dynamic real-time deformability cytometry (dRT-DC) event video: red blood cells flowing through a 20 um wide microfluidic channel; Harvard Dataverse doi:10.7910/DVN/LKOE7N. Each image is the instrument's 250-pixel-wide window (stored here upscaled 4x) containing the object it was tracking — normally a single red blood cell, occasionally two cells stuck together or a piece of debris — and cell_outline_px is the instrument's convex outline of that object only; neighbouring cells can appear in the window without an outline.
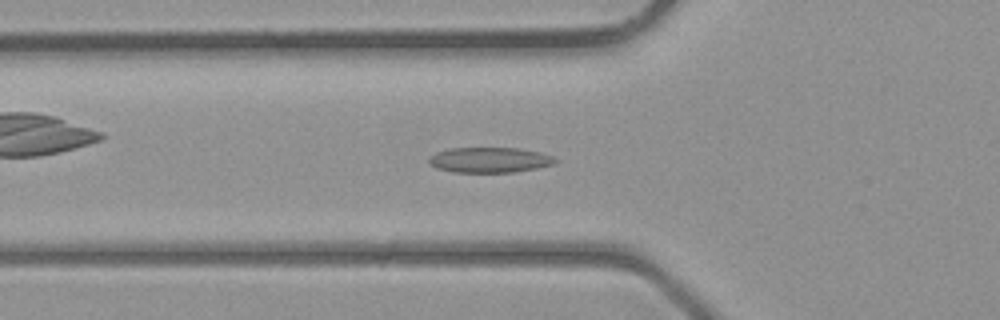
{"species": "common noctule bat (a hibernating species)", "species_latin": "Nyctalus noctula", "temperature_condition": "room temperature", "stored_images_in_passage": 43, "camera_frame_rate_fps": 3000, "um_per_image_px": 0.085, "animal": {"sex": "male", "body_mass_g": 23.1, "forearm_length_mm": 52.7}, "frame": {"image": 1, "passage_image": 15, "time_ms": 4.667, "image_size_px": [1000, 320], "cell_outline_px": [[560, 160], [556, 164], [536, 168], [512, 172], [452, 172], [436, 168], [428, 164], [428, 160], [436, 152], [448, 148], [520, 148], [540, 152], [552, 156]], "centroid_in_image_um": [41.63, 13.59], "position_along_channel_um": 84.2, "area_um2": 18.79}}
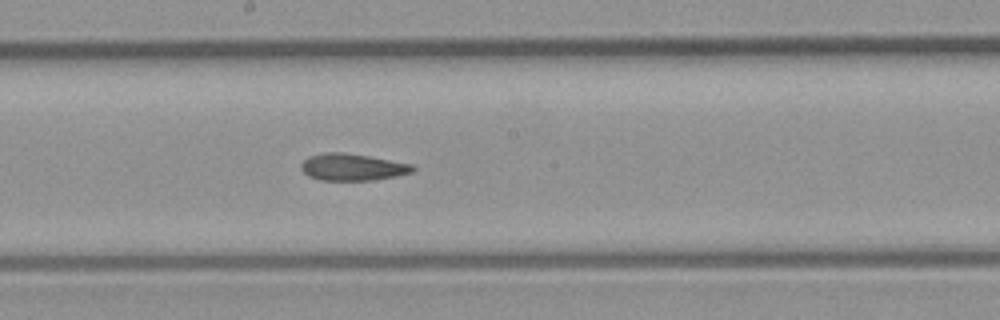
{"frame": {"image": 2, "passage_image": 23, "time_ms": 7.333, "image_size_px": [1000, 320], "cell_outline_px": [[416, 172], [376, 180], [320, 180], [308, 176], [300, 168], [300, 164], [308, 156], [324, 152], [344, 152], [368, 156], [412, 164], [416, 168]], "centroid_in_image_um": [29.96, 14.2], "position_along_channel_um": 218.2, "area_um2": 17.69}}
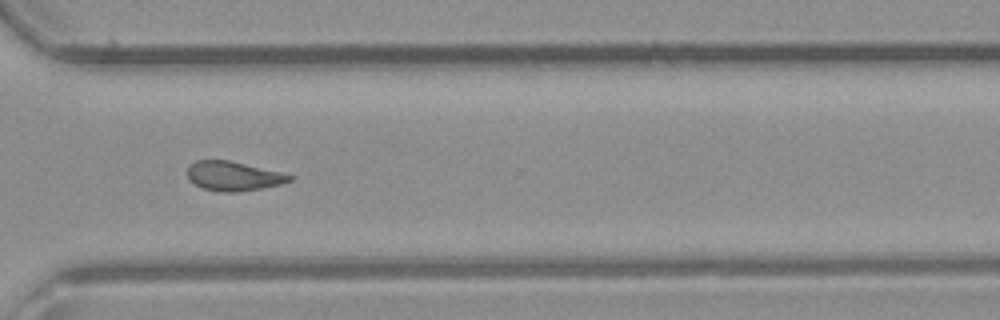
{"frame": {"image": 3, "passage_image": 31, "time_ms": 10.0, "image_size_px": [1000, 320], "cell_outline_px": [[292, 180], [280, 184], [260, 188], [236, 192], [224, 192], [204, 188], [188, 180], [188, 168], [196, 160], [228, 160], [280, 172], [292, 176]], "centroid_in_image_um": [19.82, 14.96], "position_along_channel_um": 350.8, "area_um2": 17.05}}